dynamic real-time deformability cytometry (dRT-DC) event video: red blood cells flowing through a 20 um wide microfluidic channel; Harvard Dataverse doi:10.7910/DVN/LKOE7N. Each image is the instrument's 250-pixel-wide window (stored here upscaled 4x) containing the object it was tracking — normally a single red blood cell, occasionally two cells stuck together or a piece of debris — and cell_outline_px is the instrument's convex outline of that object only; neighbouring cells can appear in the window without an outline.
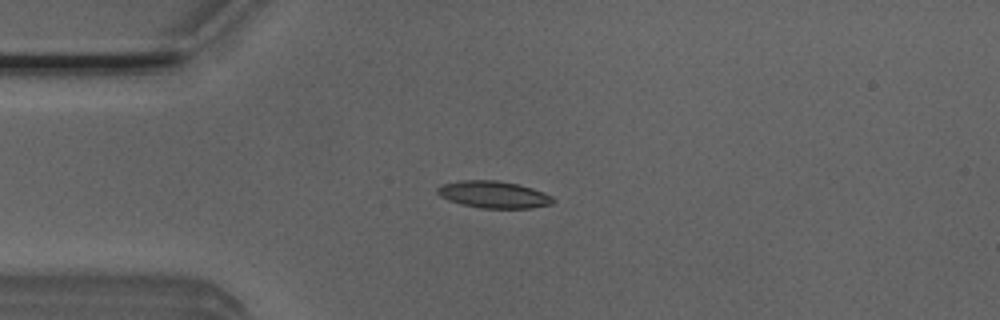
{"species": "Egyptian fruit bat (a non-hibernating species)", "species_latin": "Rousettus aegyptiacus", "temperature_condition": "room temperature", "stored_images_in_passage": 4, "camera_frame_rate_fps": 3000, "um_per_image_px": 0.085, "animal": {"sex": "male"}, "frame": {"image": 1, "passage_image": 2, "time_ms": 0.333, "image_size_px": [1000, 320], "cell_outline_px": [[556, 200], [552, 204], [532, 208], [480, 208], [460, 204], [448, 200], [440, 196], [436, 192], [436, 188], [444, 184], [464, 180], [496, 180], [520, 184], [544, 192], [552, 196]], "centroid_in_image_um": [41.98, 16.54], "position_along_channel_um": 43.0, "area_um2": 18.32}}
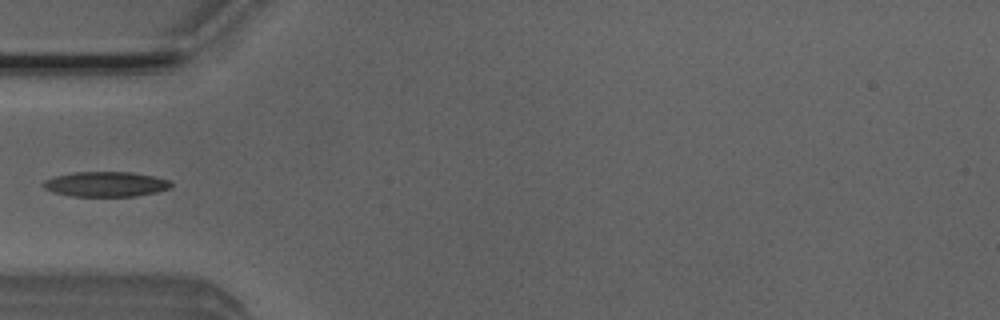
{"frame": {"image": 2, "passage_image": 3, "time_ms": 0.667, "image_size_px": [1000, 320], "cell_outline_px": [[172, 184], [168, 188], [156, 192], [136, 196], [68, 196], [52, 192], [44, 188], [40, 184], [44, 180], [56, 176], [72, 172], [132, 172], [152, 176], [168, 180]], "centroid_in_image_um": [8.92, 15.65], "position_along_channel_um": 76.1, "area_um2": 18.61}}